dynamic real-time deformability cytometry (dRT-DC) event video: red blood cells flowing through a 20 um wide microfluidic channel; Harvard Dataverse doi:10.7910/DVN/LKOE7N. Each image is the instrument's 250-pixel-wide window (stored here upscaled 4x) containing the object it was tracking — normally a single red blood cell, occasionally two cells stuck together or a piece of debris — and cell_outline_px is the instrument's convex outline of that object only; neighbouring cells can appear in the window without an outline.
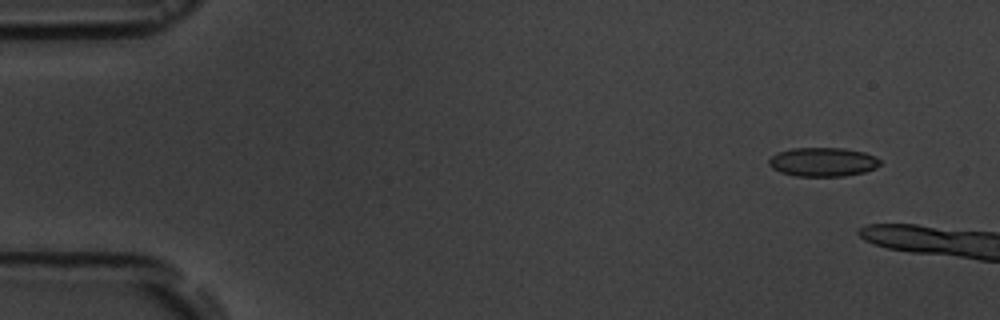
{"species": "common noctule bat (a hibernating species)", "species_latin": "Nyctalus noctula", "temperature_condition": "room temperature", "stored_images_in_passage": 4, "camera_frame_rate_fps": 3000, "um_per_image_px": 0.085, "animal": {"sex": "male", "body_mass_g": 19.5, "forearm_length_mm": 54.6}, "frame": {"image": 1, "passage_image": 2, "time_ms": 1.0, "image_size_px": [1000, 320], "cell_outline_px": [[880, 164], [876, 168], [864, 172], [844, 176], [796, 176], [780, 172], [772, 168], [768, 164], [768, 160], [776, 152], [792, 148], [844, 148], [864, 152], [876, 156], [880, 160]], "centroid_in_image_um": [69.93, 13.76], "position_along_channel_um": 15.1, "area_um2": 18.9}}